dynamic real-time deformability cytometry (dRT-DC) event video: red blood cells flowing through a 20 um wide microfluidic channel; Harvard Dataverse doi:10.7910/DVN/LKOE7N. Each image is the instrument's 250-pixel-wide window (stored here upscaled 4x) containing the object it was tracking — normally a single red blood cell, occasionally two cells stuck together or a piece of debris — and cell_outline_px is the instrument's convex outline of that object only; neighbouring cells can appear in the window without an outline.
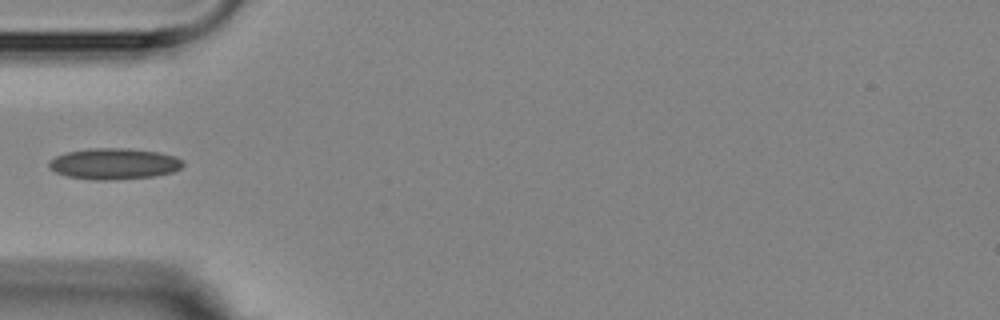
{"species": "Egyptian fruit bat (a non-hibernating species)", "species_latin": "Rousettus aegyptiacus", "temperature_condition": "room temperature", "stored_images_in_passage": 4, "camera_frame_rate_fps": 3000, "um_per_image_px": 0.085, "animal": {"sex": "female"}, "frame": {"image": 1, "passage_image": 3, "time_ms": 2.0, "image_size_px": [1000, 320], "cell_outline_px": [[184, 164], [180, 168], [172, 172], [152, 176], [112, 180], [96, 180], [68, 176], [56, 172], [48, 168], [48, 164], [56, 156], [68, 152], [88, 148], [128, 148], [156, 152], [176, 156], [184, 160]], "centroid_in_image_um": [9.71, 13.91], "position_along_channel_um": 75.3, "area_um2": 24.16}}
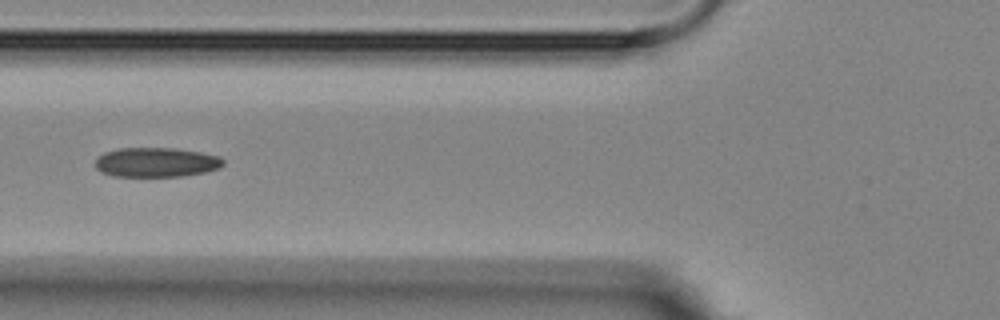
{"frame": {"image": 2, "passage_image": 4, "time_ms": 3.0, "image_size_px": [1000, 320], "cell_outline_px": [[224, 164], [220, 168], [204, 172], [184, 176], [112, 176], [100, 172], [96, 168], [96, 160], [104, 152], [120, 148], [176, 148], [200, 152], [220, 156], [224, 160]], "centroid_in_image_um": [13.3, 13.79], "position_along_channel_um": 112.5, "area_um2": 22.08}}